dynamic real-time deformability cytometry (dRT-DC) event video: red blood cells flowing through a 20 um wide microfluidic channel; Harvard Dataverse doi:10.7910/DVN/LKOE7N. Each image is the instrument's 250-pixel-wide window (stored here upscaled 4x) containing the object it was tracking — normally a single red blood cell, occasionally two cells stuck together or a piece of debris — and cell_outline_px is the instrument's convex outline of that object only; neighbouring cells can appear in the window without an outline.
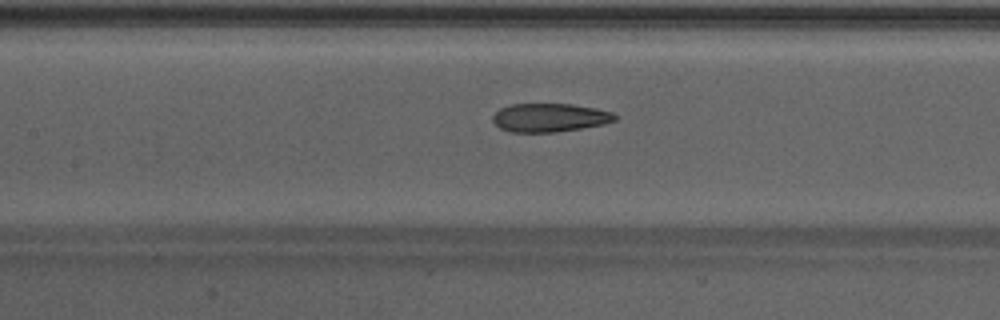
{"species": "Egyptian fruit bat (a non-hibernating species)", "species_latin": "Rousettus aegyptiacus", "temperature_condition": "warm", "stored_images_in_passage": 34, "camera_frame_rate_fps": 3000, "um_per_image_px": 0.085, "animal": {"sex": "male"}, "frame": {"image": 1, "passage_image": 8, "time_ms": 2.333, "image_size_px": [1000, 320], "cell_outline_px": [[616, 120], [604, 124], [556, 132], [512, 132], [500, 128], [492, 120], [492, 116], [500, 108], [512, 104], [572, 104], [596, 108], [612, 112], [616, 116]], "centroid_in_image_um": [46.72, 9.99], "position_along_channel_um": 160.7, "area_um2": 20.23}}
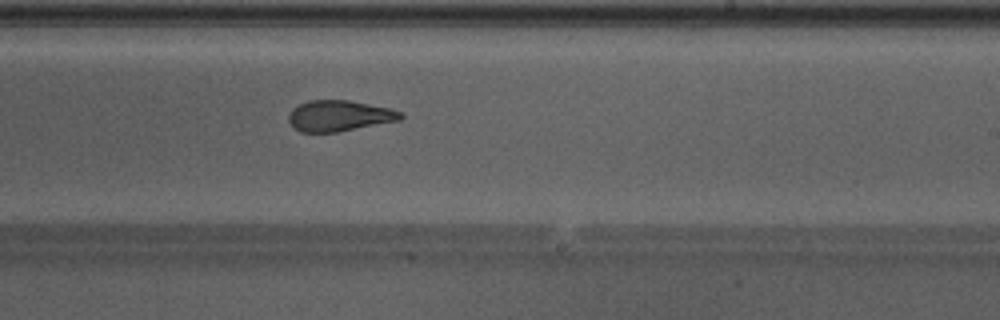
{"frame": {"image": 2, "passage_image": 15, "time_ms": 4.667, "image_size_px": [1000, 320], "cell_outline_px": [[404, 116], [400, 120], [336, 132], [300, 132], [292, 128], [288, 120], [288, 116], [292, 108], [308, 100], [348, 100], [392, 108], [400, 112]], "centroid_in_image_um": [28.81, 9.84], "position_along_channel_um": 260.2, "area_um2": 20.23}}
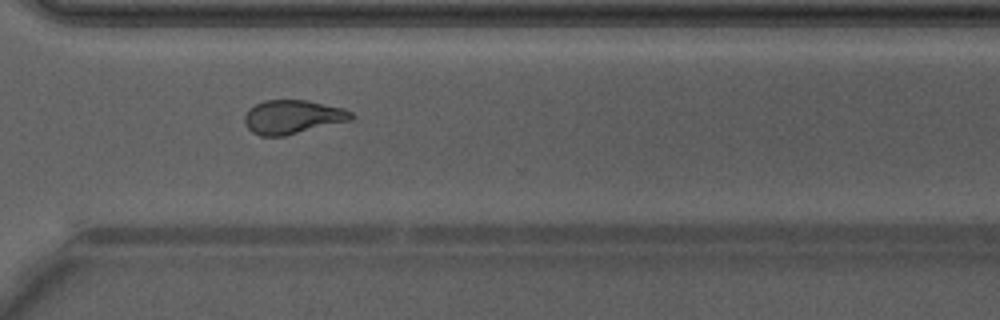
{"frame": {"image": 3, "passage_image": 21, "time_ms": 6.667, "image_size_px": [1000, 320], "cell_outline_px": [[356, 116], [352, 120], [284, 136], [260, 136], [252, 132], [244, 124], [244, 116], [248, 108], [264, 100], [308, 100], [344, 108], [352, 112]], "centroid_in_image_um": [24.87, 9.94], "position_along_channel_um": 345.7, "area_um2": 21.27}, "authors_computed_cell_mechanics": {"area_um2": 21.0392, "velocity_mm_per_s": 4.2778, "shape_relaxation_time_tau1_ms": null, "shape_relaxation_time_tau2_ms": 1.7045, "deformation_change_tau1": null, "deformation_change_tau2": 0.0837}}